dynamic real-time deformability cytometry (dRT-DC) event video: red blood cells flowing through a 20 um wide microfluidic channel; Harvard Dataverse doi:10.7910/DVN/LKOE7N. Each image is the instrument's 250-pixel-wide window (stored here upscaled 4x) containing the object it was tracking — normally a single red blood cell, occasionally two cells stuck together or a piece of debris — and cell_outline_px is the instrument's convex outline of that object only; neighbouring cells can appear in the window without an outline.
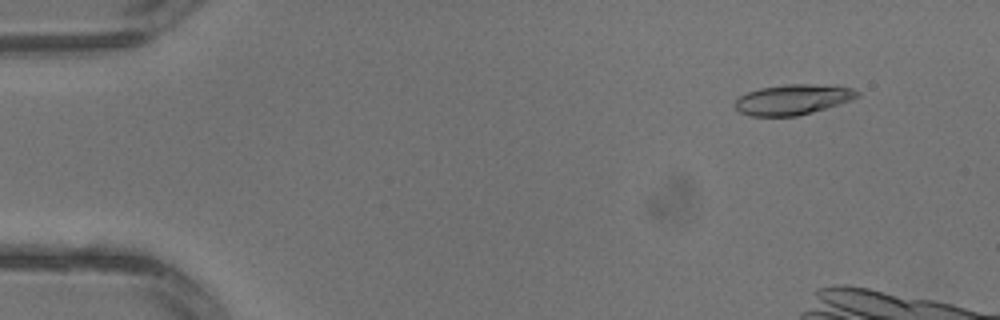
{"species": "common noctule bat (a hibernating species)", "species_latin": "Nyctalus noctula", "temperature_condition": "warm", "stored_images_in_passage": 3, "camera_frame_rate_fps": 3000, "um_per_image_px": 0.085, "animal": {"sex": "male", "body_mass_g": 13.3}, "frame": {"image": 1, "passage_image": 1, "time_ms": 0.0, "image_size_px": [1000, 320], "cell_outline_px": [[860, 96], [852, 100], [840, 104], [812, 112], [796, 116], [748, 116], [736, 112], [732, 104], [740, 96], [748, 92], [760, 88], [784, 84], [836, 84], [852, 88], [860, 92]], "centroid_in_image_um": [67.39, 8.45], "position_along_channel_um": 17.6, "area_um2": 22.14}}